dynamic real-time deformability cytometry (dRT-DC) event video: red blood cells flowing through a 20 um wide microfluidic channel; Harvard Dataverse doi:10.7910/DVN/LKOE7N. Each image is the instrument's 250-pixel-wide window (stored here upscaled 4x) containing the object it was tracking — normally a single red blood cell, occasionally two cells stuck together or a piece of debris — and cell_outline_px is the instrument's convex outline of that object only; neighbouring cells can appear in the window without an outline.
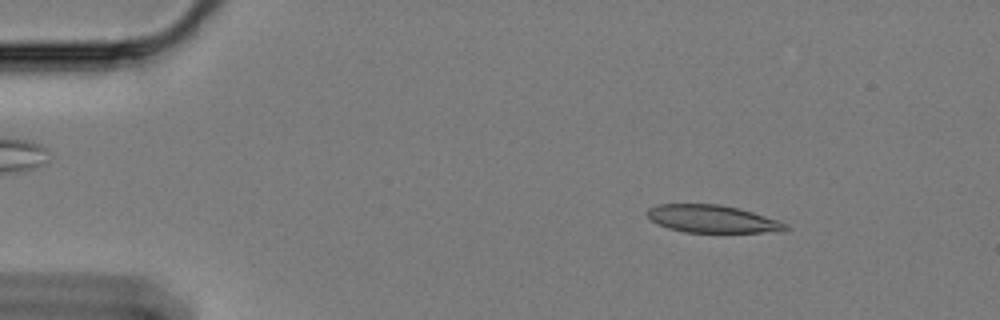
{"species": "Egyptian fruit bat (a non-hibernating species)", "species_latin": "Rousettus aegyptiacus", "temperature_condition": "cold", "stored_images_in_passage": 53, "camera_frame_rate_fps": 3000, "um_per_image_px": 0.085, "animal": {"sex": "female"}, "frame": {"image": 1, "passage_image": 2, "time_ms": 0.333, "image_size_px": [1000, 320], "cell_outline_px": [[788, 228], [784, 232], [684, 232], [668, 228], [652, 220], [644, 212], [648, 208], [656, 204], [720, 204], [740, 208], [788, 224]], "centroid_in_image_um": [60.53, 18.6], "position_along_channel_um": 24.5, "area_um2": 22.25}}
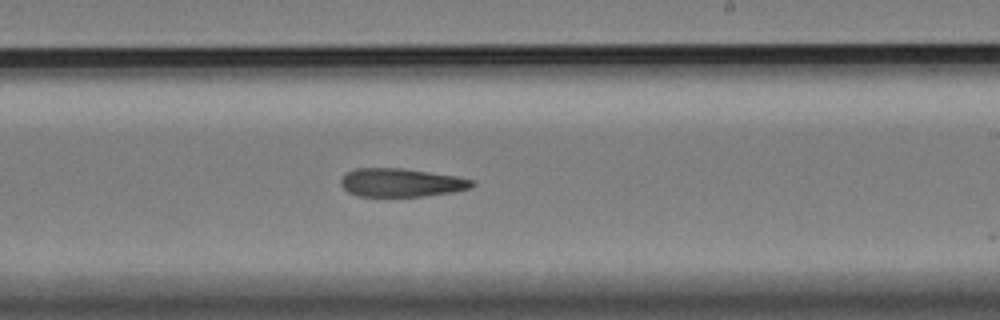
{"frame": {"image": 2, "passage_image": 29, "time_ms": 9.333, "image_size_px": [1000, 320], "cell_outline_px": [[476, 184], [472, 188], [452, 192], [424, 196], [356, 196], [348, 192], [340, 184], [340, 180], [344, 172], [356, 168], [400, 168], [456, 176], [476, 180]], "centroid_in_image_um": [34.09, 15.52], "position_along_channel_um": 254.9, "area_um2": 21.91}}
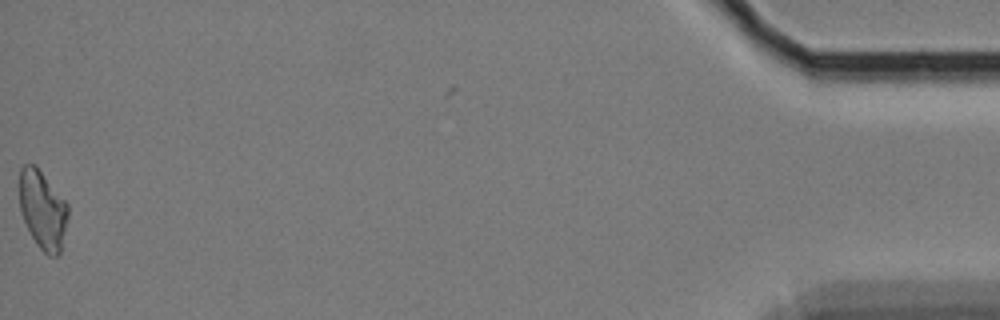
{"frame": {"image": 3, "passage_image": 53, "time_ms": 17.333, "image_size_px": [1000, 320], "cell_outline_px": [[68, 216], [60, 252], [56, 256], [48, 256], [36, 244], [20, 212], [20, 168], [24, 164], [36, 164], [68, 204]], "centroid_in_image_um": [3.63, 17.81], "position_along_channel_um": 431.6, "area_um2": 22.14}}